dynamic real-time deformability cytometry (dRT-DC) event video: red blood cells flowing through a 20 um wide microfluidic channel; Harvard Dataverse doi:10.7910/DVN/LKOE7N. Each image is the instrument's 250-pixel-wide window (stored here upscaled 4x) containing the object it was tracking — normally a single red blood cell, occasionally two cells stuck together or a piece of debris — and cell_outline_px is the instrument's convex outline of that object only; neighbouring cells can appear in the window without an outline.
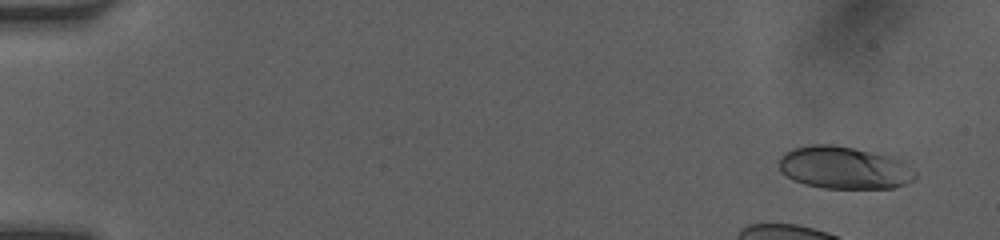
{"species": "human", "species_latin": "Homo sapiens", "temperature_condition": "room temperature", "stored_images_in_passage": 43, "camera_frame_rate_fps": 3000, "um_per_image_px": 0.085, "donor": {"sex": "female"}, "frame": {"image": 1, "passage_image": 3, "time_ms": 0.667, "image_size_px": [1000, 240], "cell_outline_px": [[916, 176], [912, 180], [904, 184], [892, 188], [824, 188], [804, 184], [792, 180], [780, 172], [776, 164], [780, 156], [784, 152], [792, 148], [808, 144], [832, 144], [852, 148], [888, 156], [900, 160], [916, 172]], "centroid_in_image_um": [71.65, 14.25], "position_along_channel_um": 13.4, "area_um2": 33.81}}